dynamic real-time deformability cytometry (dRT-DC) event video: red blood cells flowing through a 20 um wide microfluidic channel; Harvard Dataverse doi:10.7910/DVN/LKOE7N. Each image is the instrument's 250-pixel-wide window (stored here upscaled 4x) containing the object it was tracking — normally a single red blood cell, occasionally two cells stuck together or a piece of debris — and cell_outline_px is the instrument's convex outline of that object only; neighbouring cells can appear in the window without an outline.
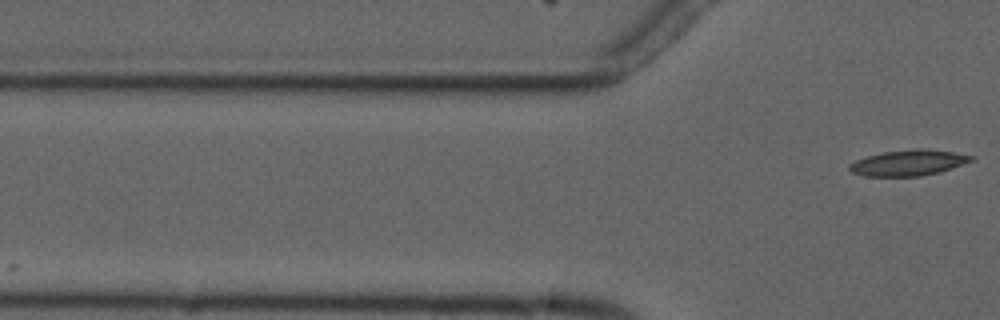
{"species": "common noctule bat (a hibernating species)", "species_latin": "Nyctalus noctula", "temperature_condition": "cold", "stored_images_in_passage": 3, "camera_frame_rate_fps": 3000, "um_per_image_px": 0.085, "animal": {"sex": "male", "forearm_length_mm": 52.5}, "frame": {"image": 1, "passage_image": 3, "time_ms": 4.333, "image_size_px": [1000, 320], "cell_outline_px": [[976, 156], [972, 160], [952, 168], [940, 172], [920, 176], [864, 176], [852, 172], [848, 168], [848, 164], [856, 160], [868, 156], [884, 152], [916, 148], [928, 148]], "centroid_in_image_um": [77.22, 13.83], "position_along_channel_um": 48.6, "area_um2": 18.26}}